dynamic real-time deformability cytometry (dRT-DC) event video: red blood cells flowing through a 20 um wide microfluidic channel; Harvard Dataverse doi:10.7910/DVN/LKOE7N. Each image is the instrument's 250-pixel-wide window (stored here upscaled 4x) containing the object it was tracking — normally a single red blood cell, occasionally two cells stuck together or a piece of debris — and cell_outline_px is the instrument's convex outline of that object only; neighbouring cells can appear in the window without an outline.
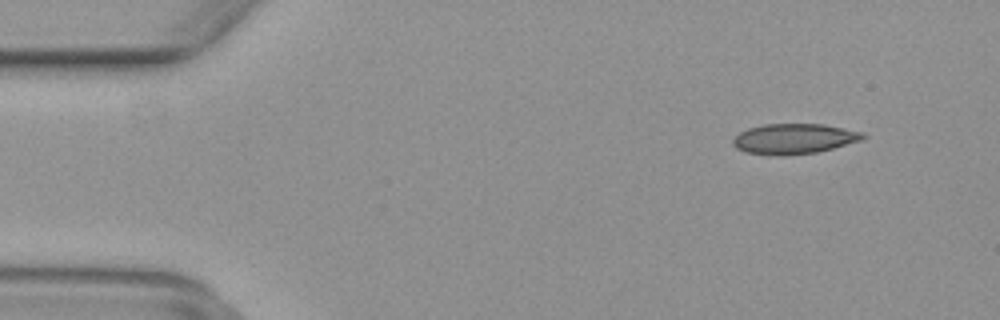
{"species": "common noctule bat (a hibernating species)", "species_latin": "Nyctalus noctula", "temperature_condition": "warm", "stored_images_in_passage": 46, "camera_frame_rate_fps": 3000, "um_per_image_px": 0.085, "animal": {"sex": "female", "body_mass_g": 29.2, "forearm_length_mm": 56.3}, "frame": {"image": 1, "passage_image": 1, "time_ms": 0.0, "image_size_px": [1000, 320], "cell_outline_px": [[868, 136], [860, 140], [832, 148], [816, 152], [784, 156], [768, 156], [744, 152], [736, 148], [732, 144], [732, 140], [740, 132], [748, 128], [764, 124], [824, 124], [864, 132]], "centroid_in_image_um": [67.46, 11.8], "position_along_channel_um": 17.5, "area_um2": 23.12}}
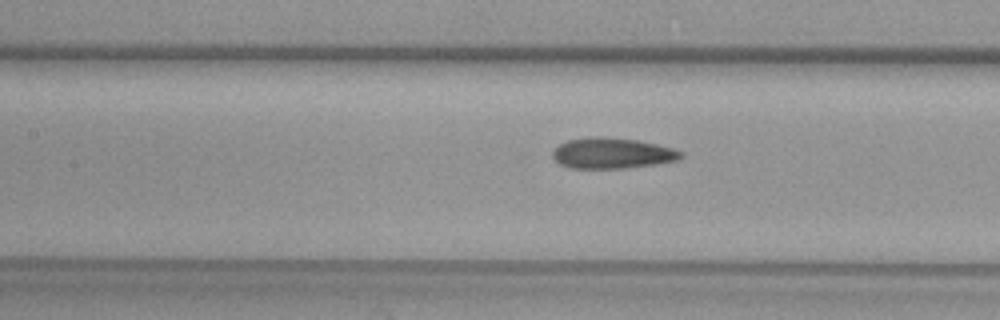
{"frame": {"image": 2, "passage_image": 18, "time_ms": 5.667, "image_size_px": [1000, 320], "cell_outline_px": [[684, 156], [676, 160], [656, 164], [624, 168], [572, 168], [560, 164], [552, 156], [552, 152], [560, 144], [568, 140], [592, 136], [600, 136], [636, 140], [656, 144], [672, 148], [684, 152]], "centroid_in_image_um": [52.04, 13.02], "position_along_channel_um": 155.4, "area_um2": 22.83}}
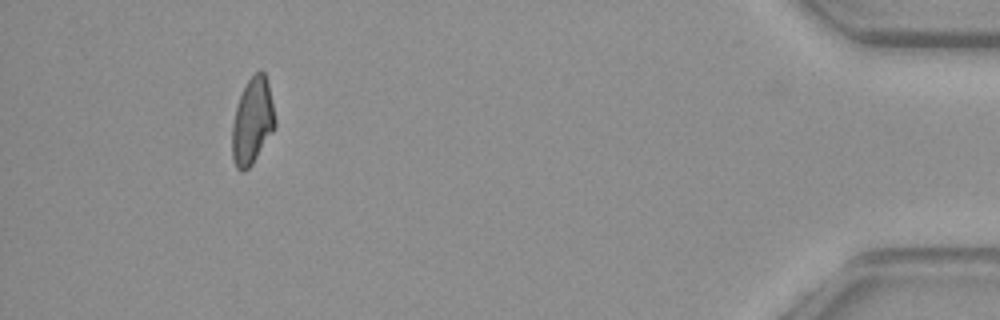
{"frame": {"image": 3, "passage_image": 42, "time_ms": 13.667, "image_size_px": [1000, 320], "cell_outline_px": [[276, 128], [252, 164], [244, 172], [240, 172], [236, 168], [232, 160], [232, 128], [236, 108], [240, 96], [248, 80], [260, 68], [264, 72], [268, 84], [276, 120]], "centroid_in_image_um": [21.46, 10.34], "position_along_channel_um": 413.7, "area_um2": 21.62}}